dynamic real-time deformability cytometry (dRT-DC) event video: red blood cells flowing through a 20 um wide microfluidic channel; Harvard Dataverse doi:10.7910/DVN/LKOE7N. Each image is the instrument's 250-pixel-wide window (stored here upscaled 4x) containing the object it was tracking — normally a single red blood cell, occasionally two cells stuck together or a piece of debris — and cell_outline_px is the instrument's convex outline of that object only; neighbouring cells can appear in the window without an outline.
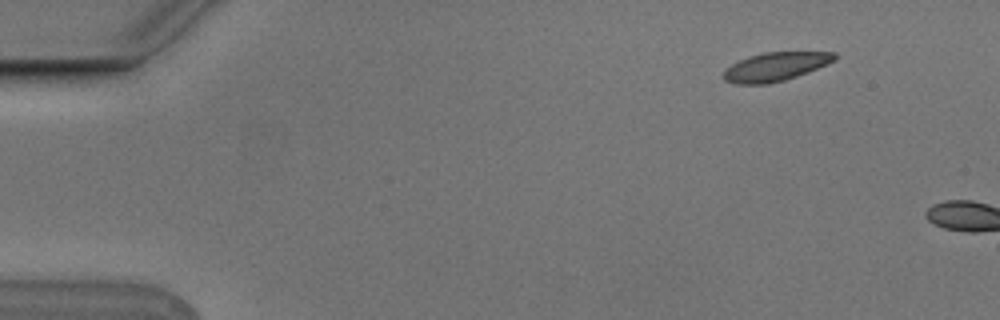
{"species": "Egyptian fruit bat (a non-hibernating species)", "species_latin": "Rousettus aegyptiacus", "temperature_condition": "cold", "stored_images_in_passage": 2, "camera_frame_rate_fps": 3000, "um_per_image_px": 0.085, "animal": {"sex": "male"}, "frame": {"image": 1, "passage_image": 1, "time_ms": 0.0, "image_size_px": [1000, 320], "cell_outline_px": [[836, 60], [828, 64], [808, 72], [784, 80], [768, 84], [736, 84], [724, 80], [720, 76], [732, 64], [740, 60], [764, 52], [836, 52]], "centroid_in_image_um": [65.92, 5.67], "position_along_channel_um": 19.1, "area_um2": 18.44}}